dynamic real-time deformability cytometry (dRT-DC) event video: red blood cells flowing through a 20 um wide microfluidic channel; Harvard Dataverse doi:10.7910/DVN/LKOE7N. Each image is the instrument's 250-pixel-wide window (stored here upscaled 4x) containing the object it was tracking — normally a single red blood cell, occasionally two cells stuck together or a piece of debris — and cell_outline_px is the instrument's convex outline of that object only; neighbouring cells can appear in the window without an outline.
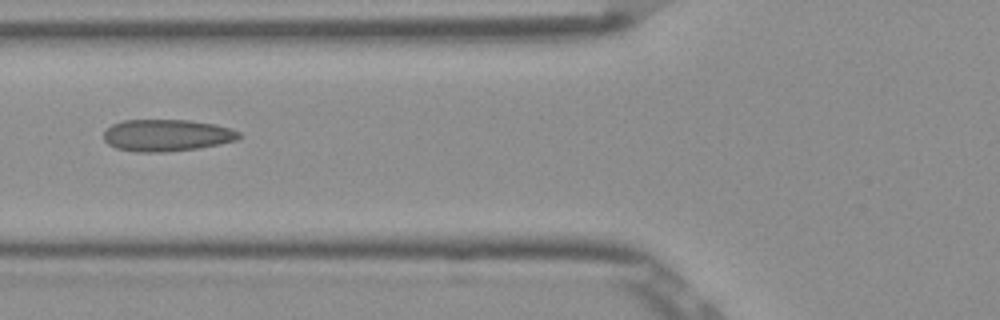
{"species": "Egyptian fruit bat (a non-hibernating species)", "species_latin": "Rousettus aegyptiacus", "temperature_condition": "room temperature", "stored_images_in_passage": 3, "camera_frame_rate_fps": 3000, "um_per_image_px": 0.085, "frame": {"image": 1, "passage_image": 3, "time_ms": 0.667, "image_size_px": [1000, 320], "cell_outline_px": [[240, 136], [236, 140], [220, 144], [196, 148], [164, 152], [136, 152], [116, 148], [108, 144], [104, 140], [104, 132], [112, 124], [124, 120], [188, 120], [216, 124], [232, 128], [240, 132]], "centroid_in_image_um": [14.18, 11.5], "position_along_channel_um": 111.6, "area_um2": 25.14}}